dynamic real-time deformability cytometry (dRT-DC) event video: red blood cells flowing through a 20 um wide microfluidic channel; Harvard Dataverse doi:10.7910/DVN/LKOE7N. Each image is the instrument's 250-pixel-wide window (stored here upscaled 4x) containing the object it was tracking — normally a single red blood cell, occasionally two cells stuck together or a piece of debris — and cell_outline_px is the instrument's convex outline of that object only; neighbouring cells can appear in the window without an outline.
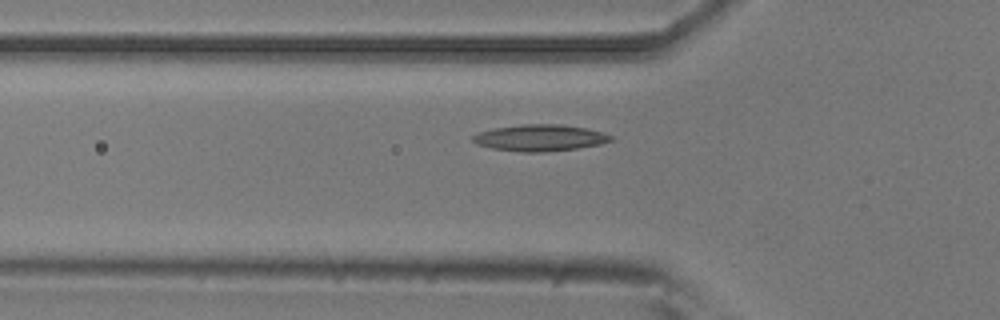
{"species": "common noctule bat (a hibernating species)", "species_latin": "Nyctalus noctula", "temperature_condition": "room temperature", "stored_images_in_passage": 36, "camera_frame_rate_fps": 3000, "um_per_image_px": 0.085, "animal": {"sex": "male", "body_mass_g": 20.5, "forearm_length_mm": 52.5}, "frame": {"image": 1, "passage_image": 7, "time_ms": 2.0, "image_size_px": [1000, 320], "cell_outline_px": [[616, 140], [600, 144], [576, 148], [544, 152], [524, 152], [492, 148], [476, 144], [472, 140], [472, 136], [480, 132], [496, 128], [524, 124], [564, 124], [584, 128], [600, 132], [612, 136]], "centroid_in_image_um": [45.91, 11.71], "position_along_channel_um": 79.9, "area_um2": 21.1}}
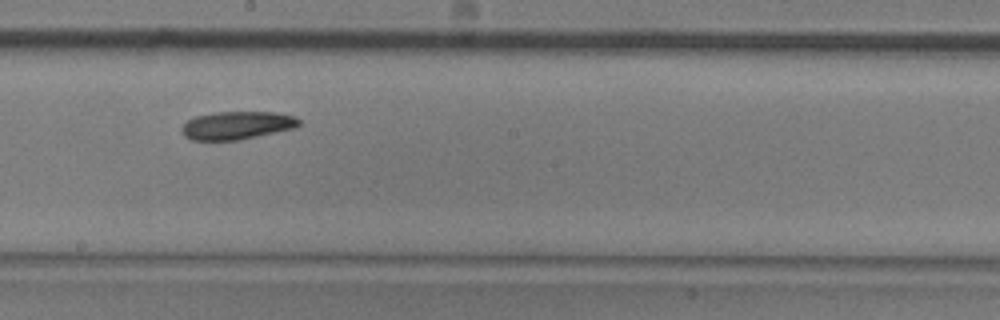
{"frame": {"image": 2, "passage_image": 19, "time_ms": 6.0, "image_size_px": [1000, 320], "cell_outline_px": [[300, 124], [292, 128], [240, 140], [192, 140], [184, 136], [180, 128], [188, 120], [196, 116], [216, 112], [276, 112], [296, 116], [300, 120]], "centroid_in_image_um": [20.13, 10.65], "position_along_channel_um": 228.1, "area_um2": 19.07}}
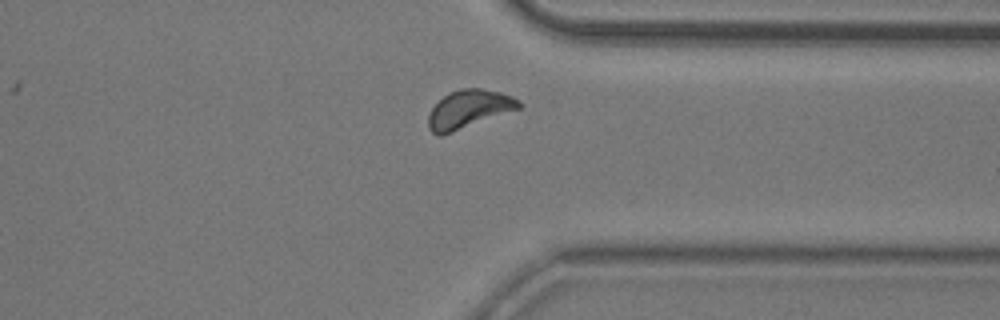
{"frame": {"image": 3, "passage_image": 31, "time_ms": 10.0, "image_size_px": [1000, 320], "cell_outline_px": [[524, 104], [520, 108], [452, 132], [440, 136], [436, 136], [428, 128], [428, 116], [432, 108], [448, 92], [460, 88], [480, 88], [500, 92], [512, 96], [520, 100]], "centroid_in_image_um": [39.85, 9.27], "position_along_channel_um": 371.5, "area_um2": 20.11}, "authors_computed_cell_mechanics": {"area_um2": 19.1607, "velocity_mm_per_s": 3.6499, "shape_relaxation_time_tau1_ms": 3.8053, "shape_relaxation_time_tau2_ms": null, "deformation_change_tau1": 0.0932, "deformation_change_tau2": null}}